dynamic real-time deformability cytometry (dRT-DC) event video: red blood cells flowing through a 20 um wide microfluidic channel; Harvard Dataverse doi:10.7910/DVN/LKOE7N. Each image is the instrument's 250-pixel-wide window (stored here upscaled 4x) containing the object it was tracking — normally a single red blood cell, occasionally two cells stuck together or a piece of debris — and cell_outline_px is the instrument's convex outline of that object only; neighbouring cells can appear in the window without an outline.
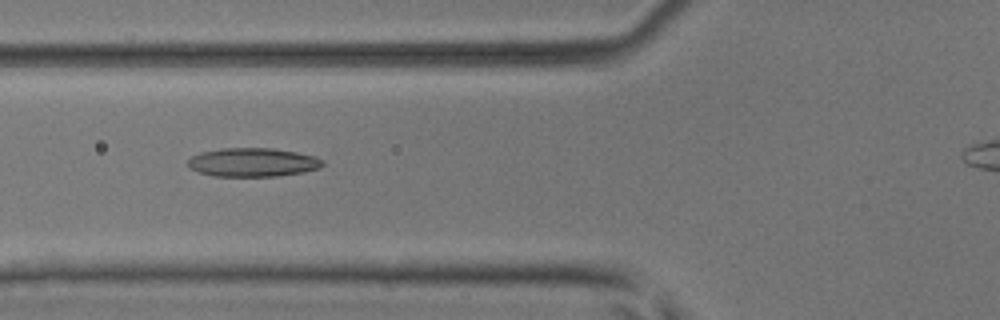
{"species": "common noctule bat (a hibernating species)", "species_latin": "Nyctalus noctula", "temperature_condition": "room temperature", "stored_images_in_passage": 6, "camera_frame_rate_fps": 3000, "um_per_image_px": 0.085, "animal": {"sex": "male", "body_mass_g": 17.9, "forearm_length_mm": 54.2}, "frame": {"image": 1, "passage_image": 4, "time_ms": 1.0, "image_size_px": [1000, 320], "cell_outline_px": [[324, 164], [320, 168], [304, 172], [276, 176], [212, 176], [188, 168], [188, 160], [192, 156], [200, 152], [220, 148], [272, 148], [296, 152], [316, 156], [324, 160]], "centroid_in_image_um": [21.49, 13.79], "position_along_channel_um": 104.3, "area_um2": 22.72}}
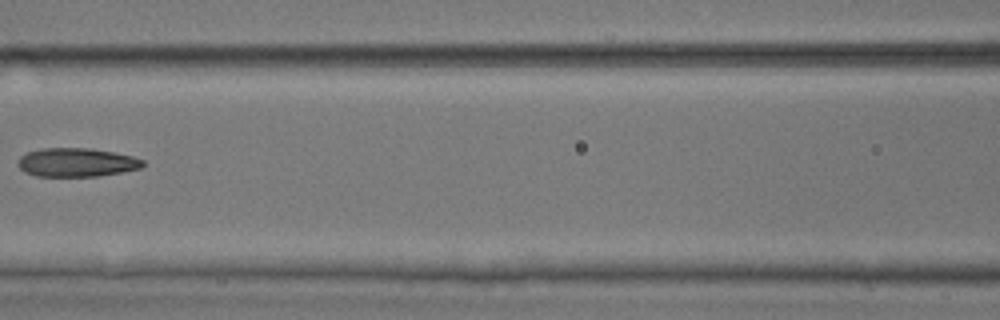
{"frame": {"image": 2, "passage_image": 5, "time_ms": 1.333, "image_size_px": [1000, 320], "cell_outline_px": [[144, 164], [140, 168], [120, 172], [96, 176], [36, 176], [24, 172], [16, 164], [16, 160], [20, 156], [28, 152], [40, 148], [92, 148], [132, 156], [144, 160]], "centroid_in_image_um": [6.45, 13.8], "position_along_channel_um": 160.1, "area_um2": 20.92}}
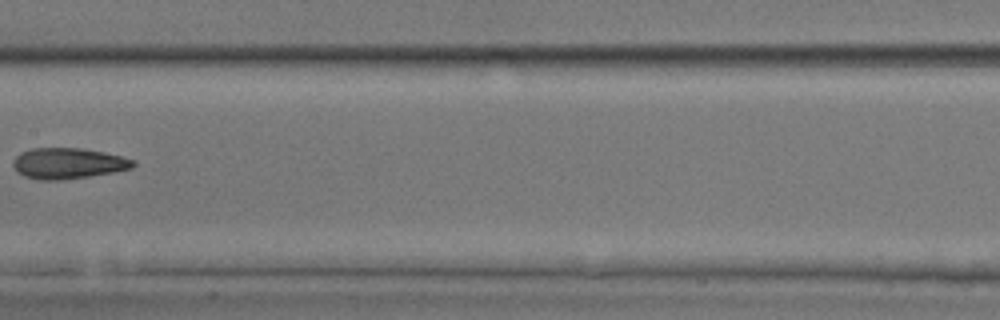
{"frame": {"image": 3, "passage_image": 6, "time_ms": 1.667, "image_size_px": [1000, 320], "cell_outline_px": [[136, 164], [132, 168], [112, 172], [88, 176], [60, 180], [40, 180], [24, 176], [16, 172], [12, 164], [12, 160], [20, 152], [32, 148], [84, 148], [104, 152], [136, 160]], "centroid_in_image_um": [5.76, 13.88], "position_along_channel_um": 201.6, "area_um2": 21.68}}